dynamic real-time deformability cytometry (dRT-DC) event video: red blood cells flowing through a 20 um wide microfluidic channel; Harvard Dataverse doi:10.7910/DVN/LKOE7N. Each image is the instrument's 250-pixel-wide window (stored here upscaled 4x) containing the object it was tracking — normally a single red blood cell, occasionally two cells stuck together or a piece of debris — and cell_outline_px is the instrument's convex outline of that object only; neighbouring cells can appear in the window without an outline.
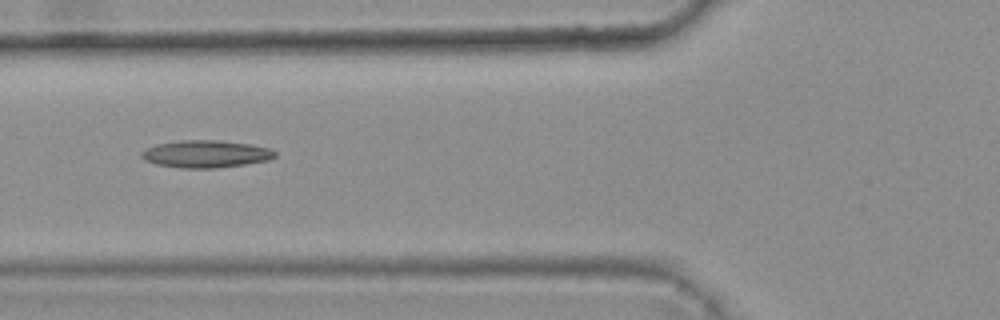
{"species": "common noctule bat (a hibernating species)", "species_latin": "Nyctalus noctula", "temperature_condition": "warm", "stored_images_in_passage": 8, "camera_frame_rate_fps": 3000, "um_per_image_px": 0.085, "animal": {"sex": "female", "body_mass_g": 25.1}, "frame": {"image": 1, "passage_image": 7, "time_ms": 2.0, "image_size_px": [1000, 320], "cell_outline_px": [[276, 156], [268, 160], [244, 164], [216, 168], [180, 168], [156, 164], [144, 160], [140, 156], [140, 152], [156, 144], [180, 140], [220, 140], [248, 144], [268, 148], [276, 152]], "centroid_in_image_um": [17.45, 13.09], "position_along_channel_um": 108.3, "area_um2": 21.21}}
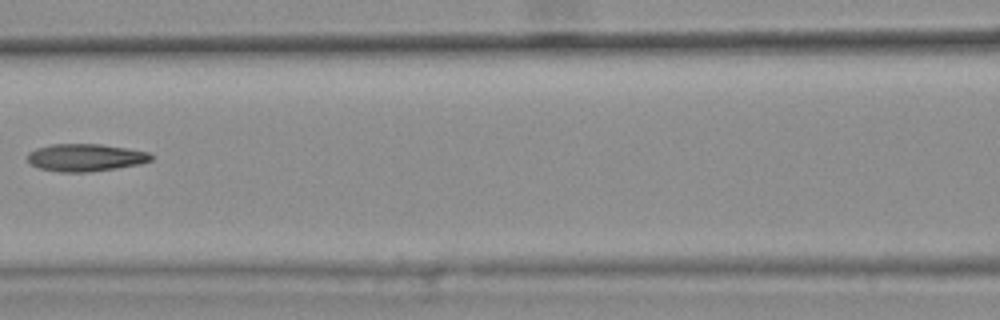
{"frame": {"image": 2, "passage_image": 8, "time_ms": 2.333, "image_size_px": [1000, 320], "cell_outline_px": [[156, 156], [152, 160], [140, 164], [116, 168], [88, 172], [60, 172], [40, 168], [32, 164], [24, 156], [28, 152], [36, 148], [52, 144], [100, 144], [152, 152]], "centroid_in_image_um": [7.3, 13.38], "position_along_channel_um": 159.3, "area_um2": 20.0}}